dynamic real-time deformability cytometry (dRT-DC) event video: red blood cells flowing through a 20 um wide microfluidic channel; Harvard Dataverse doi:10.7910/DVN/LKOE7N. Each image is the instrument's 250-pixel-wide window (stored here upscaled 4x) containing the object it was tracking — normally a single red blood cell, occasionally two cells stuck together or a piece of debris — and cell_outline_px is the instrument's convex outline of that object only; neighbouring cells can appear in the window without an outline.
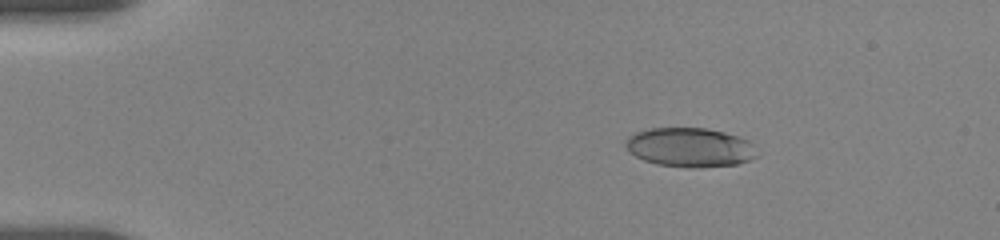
{"species": "human", "species_latin": "Homo sapiens", "temperature_condition": "room temperature", "stored_images_in_passage": 9, "camera_frame_rate_fps": 3000, "um_per_image_px": 0.085, "donor": {"sex": "female"}, "frame": {"image": 1, "passage_image": 4, "time_ms": 2.667, "image_size_px": [1000, 240], "cell_outline_px": [[760, 152], [756, 156], [748, 160], [736, 164], [696, 168], [688, 168], [656, 164], [644, 160], [628, 152], [624, 144], [628, 136], [636, 132], [652, 128], [708, 128], [724, 132], [748, 140]], "centroid_in_image_um": [58.63, 12.53], "position_along_channel_um": 26.4, "area_um2": 30.17}}
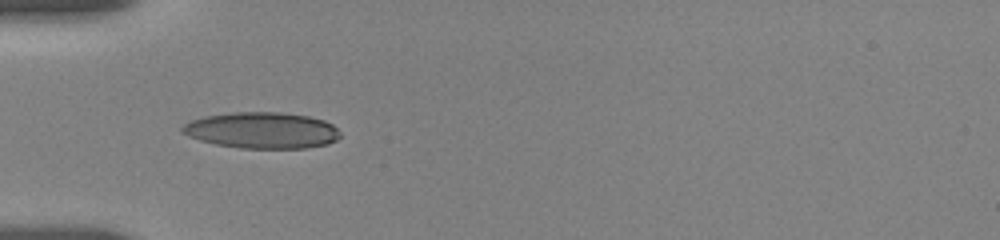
{"frame": {"image": 2, "passage_image": 8, "time_ms": 5.667, "image_size_px": [1000, 240], "cell_outline_px": [[340, 136], [336, 140], [328, 144], [308, 148], [240, 148], [216, 144], [200, 140], [188, 136], [180, 132], [180, 128], [184, 124], [192, 120], [204, 116], [236, 112], [280, 112], [308, 116], [324, 120], [332, 124], [340, 132]], "centroid_in_image_um": [22.26, 11.08], "position_along_channel_um": 62.7, "area_um2": 33.41}}
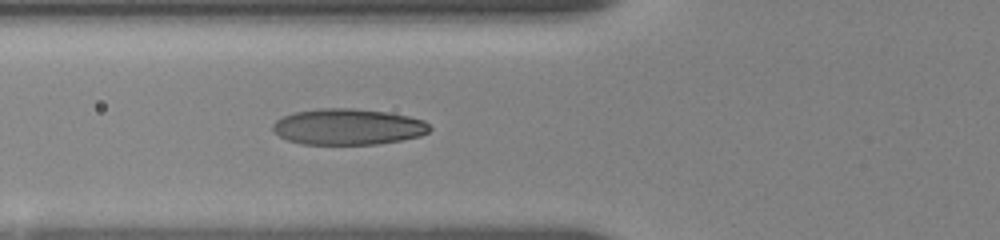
{"frame": {"image": 3, "passage_image": 9, "time_ms": 6.667, "image_size_px": [1000, 240], "cell_outline_px": [[432, 128], [428, 132], [420, 136], [400, 140], [376, 144], [300, 144], [288, 140], [272, 132], [272, 124], [276, 120], [284, 116], [296, 112], [320, 108], [352, 108], [388, 112], [408, 116], [424, 120]], "centroid_in_image_um": [29.57, 10.77], "position_along_channel_um": 96.2, "area_um2": 33.0}}